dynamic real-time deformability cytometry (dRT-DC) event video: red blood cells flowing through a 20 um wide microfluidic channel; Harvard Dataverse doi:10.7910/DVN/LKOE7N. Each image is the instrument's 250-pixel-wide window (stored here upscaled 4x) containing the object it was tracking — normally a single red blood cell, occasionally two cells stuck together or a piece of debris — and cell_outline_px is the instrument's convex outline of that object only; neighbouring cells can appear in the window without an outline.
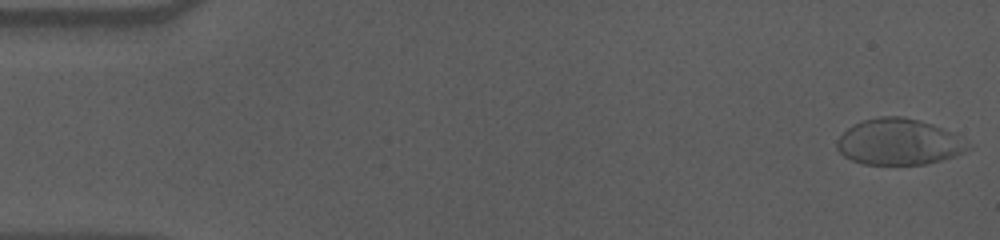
{"species": "human", "species_latin": "Homo sapiens", "temperature_condition": "cold", "stored_images_in_passage": 57, "camera_frame_rate_fps": 3000, "um_per_image_px": 0.085, "donor": {"sex": "male"}, "frame": {"image": 1, "passage_image": 1, "time_ms": 0.0, "image_size_px": [1000, 240], "cell_outline_px": [[972, 148], [956, 156], [924, 164], [864, 164], [852, 160], [844, 156], [836, 148], [836, 140], [852, 124], [864, 120], [880, 116], [904, 116], [920, 120], [932, 124], [952, 132], [972, 144]], "centroid_in_image_um": [76.42, 12.05], "position_along_channel_um": 8.6, "area_um2": 35.37}}
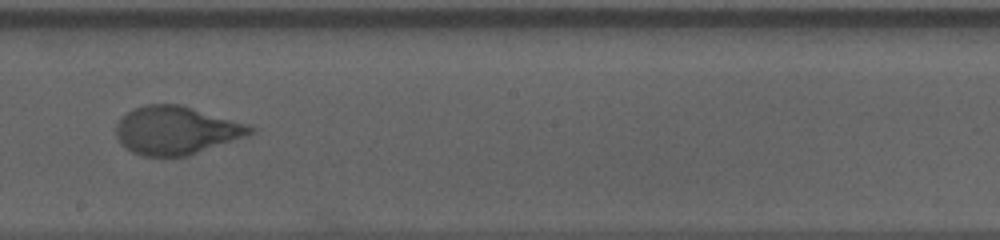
{"frame": {"image": 2, "passage_image": 32, "time_ms": 10.333, "image_size_px": [1000, 240], "cell_outline_px": [[256, 132], [248, 136], [188, 156], [140, 156], [124, 148], [120, 144], [116, 136], [116, 124], [120, 116], [132, 108], [144, 104], [180, 104], [248, 124], [256, 128]], "centroid_in_image_um": [14.96, 11.08], "position_along_channel_um": 233.2, "area_um2": 38.26}}
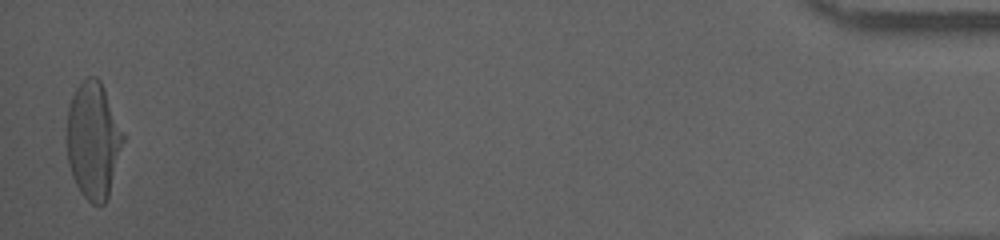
{"frame": {"image": 3, "passage_image": 56, "time_ms": 18.333, "image_size_px": [1000, 240], "cell_outline_px": [[124, 140], [108, 196], [104, 204], [92, 204], [80, 192], [72, 176], [68, 164], [68, 108], [72, 96], [76, 88], [88, 76], [96, 76], [100, 80], [124, 136]], "centroid_in_image_um": [7.92, 11.95], "position_along_channel_um": 427.3, "area_um2": 37.51}, "authors_computed_cell_mechanics": {"area_um2": 37.6278, "velocity_mm_per_s": 3.5621, "shape_relaxation_time_tau1_ms": 4.2863, "shape_relaxation_time_tau2_ms": null, "deformation_change_tau1": 0.2082, "deformation_change_tau2": null}}